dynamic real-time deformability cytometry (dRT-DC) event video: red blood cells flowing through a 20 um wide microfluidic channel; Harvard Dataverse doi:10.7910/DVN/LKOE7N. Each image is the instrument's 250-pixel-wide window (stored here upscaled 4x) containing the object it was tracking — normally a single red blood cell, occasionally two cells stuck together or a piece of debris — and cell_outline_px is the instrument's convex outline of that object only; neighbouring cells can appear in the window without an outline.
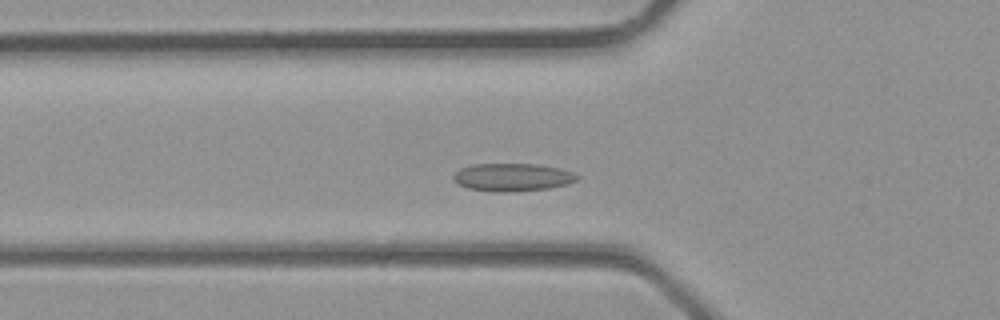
{"species": "common noctule bat (a hibernating species)", "species_latin": "Nyctalus noctula", "temperature_condition": "room temperature", "stored_images_in_passage": 33, "camera_frame_rate_fps": 3000, "um_per_image_px": 0.085, "animal": {"sex": "male", "body_mass_g": 23.1, "forearm_length_mm": 52.7}, "frame": {"image": 1, "passage_image": 7, "time_ms": 2.0, "image_size_px": [1000, 320], "cell_outline_px": [[580, 176], [576, 180], [568, 184], [548, 188], [512, 192], [496, 192], [468, 188], [460, 184], [452, 176], [460, 168], [472, 164], [536, 164], [560, 168], [572, 172]], "centroid_in_image_um": [43.58, 15.06], "position_along_channel_um": 82.2, "area_um2": 20.0}}
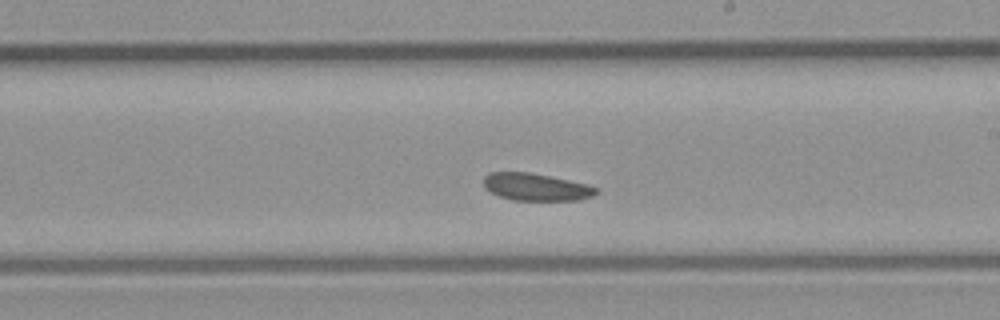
{"frame": {"image": 2, "passage_image": 16, "time_ms": 5.0, "image_size_px": [1000, 320], "cell_outline_px": [[600, 192], [592, 196], [580, 200], [512, 200], [500, 196], [484, 188], [484, 176], [488, 172], [528, 172], [588, 184], [600, 188]], "centroid_in_image_um": [45.59, 15.9], "position_along_channel_um": 243.4, "area_um2": 17.98}}
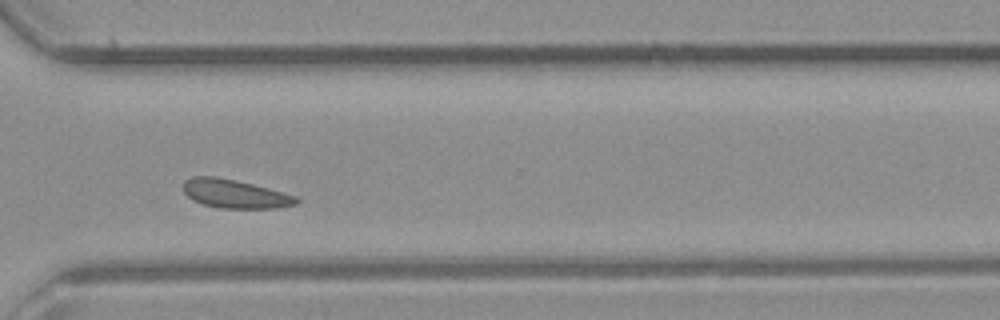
{"frame": {"image": 3, "passage_image": 22, "time_ms": 7.0, "image_size_px": [1000, 320], "cell_outline_px": [[300, 200], [296, 204], [276, 208], [220, 208], [204, 204], [192, 200], [184, 192], [184, 180], [192, 176], [216, 176], [236, 180], [268, 188], [296, 196]], "centroid_in_image_um": [19.95, 16.47], "position_along_channel_um": 350.7, "area_um2": 18.79}}